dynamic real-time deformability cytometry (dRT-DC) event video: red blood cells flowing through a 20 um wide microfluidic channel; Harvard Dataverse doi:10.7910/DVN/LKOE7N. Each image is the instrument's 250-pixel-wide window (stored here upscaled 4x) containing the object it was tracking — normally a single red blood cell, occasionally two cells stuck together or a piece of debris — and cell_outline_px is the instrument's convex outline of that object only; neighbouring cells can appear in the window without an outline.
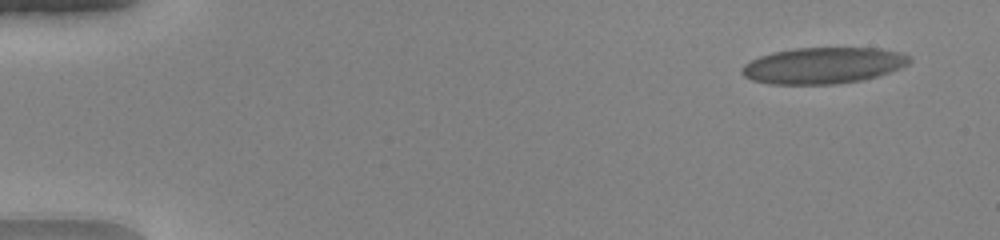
{"species": "human", "species_latin": "Homo sapiens", "temperature_condition": "warm", "stored_images_in_passage": 51, "camera_frame_rate_fps": 3000, "um_per_image_px": 0.085, "donor": {"sex": "female"}, "frame": {"image": 1, "passage_image": 4, "time_ms": 1.0, "image_size_px": [1000, 240], "cell_outline_px": [[912, 60], [908, 64], [900, 68], [876, 76], [860, 80], [836, 84], [768, 84], [752, 80], [744, 76], [740, 72], [740, 68], [744, 64], [760, 56], [772, 52], [796, 48], [880, 48], [900, 52], [908, 56]], "centroid_in_image_um": [69.94, 5.56], "position_along_channel_um": 15.1, "area_um2": 35.37}}
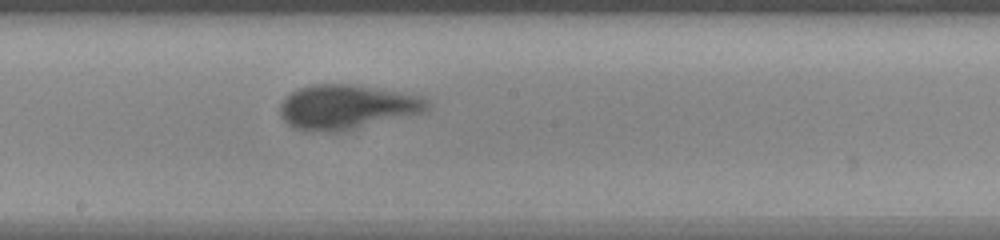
{"frame": {"image": 2, "passage_image": 29, "time_ms": 9.333, "image_size_px": [1000, 240], "cell_outline_px": [[432, 108], [424, 112], [320, 132], [308, 132], [296, 128], [288, 124], [280, 116], [280, 104], [292, 92], [300, 88], [312, 84], [356, 84], [424, 96], [428, 100]], "centroid_in_image_um": [29.46, 9.03], "position_along_channel_um": 218.7, "area_um2": 37.05}}
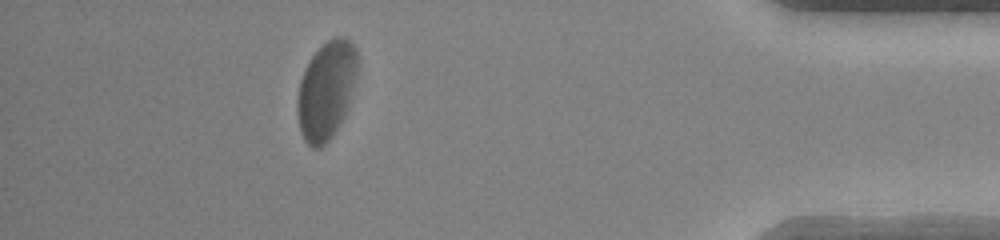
{"frame": {"image": 3, "passage_image": 46, "time_ms": 15.0, "image_size_px": [1000, 240], "cell_outline_px": [[356, 76], [344, 116], [332, 136], [320, 148], [312, 148], [304, 140], [300, 132], [296, 112], [296, 100], [300, 80], [312, 56], [328, 40], [336, 36], [344, 36], [356, 48]], "centroid_in_image_um": [27.7, 7.7], "position_along_channel_um": 407.5, "area_um2": 33.93}, "authors_computed_cell_mechanics": {"area_um2": 35.8938, "velocity_mm_per_s": 4.0876, "shape_relaxation_time_tau1_ms": 2.5811, "shape_relaxation_time_tau2_ms": 0.6611, "deformation_change_tau1": 0.1501, "deformation_change_tau2": 0.0798}}